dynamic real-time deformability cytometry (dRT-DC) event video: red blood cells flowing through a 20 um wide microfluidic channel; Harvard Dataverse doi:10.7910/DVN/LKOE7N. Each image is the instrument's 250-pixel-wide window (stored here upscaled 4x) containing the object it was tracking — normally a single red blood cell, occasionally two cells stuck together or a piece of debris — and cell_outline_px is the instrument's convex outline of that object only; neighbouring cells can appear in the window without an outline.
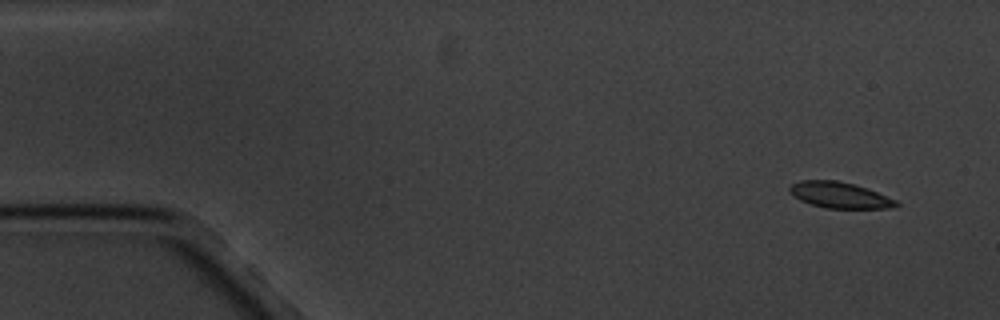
{"species": "common noctule bat (a hibernating species)", "species_latin": "Nyctalus noctula", "temperature_condition": "cold", "stored_images_in_passage": 4, "camera_frame_rate_fps": 3000, "um_per_image_px": 0.085, "animal": {"sex": "male", "body_mass_g": 20.1, "forearm_length_mm": 53.5}, "frame": {"image": 1, "passage_image": 1, "time_ms": 0.0, "image_size_px": [1000, 320], "cell_outline_px": [[900, 204], [888, 208], [824, 208], [808, 204], [800, 200], [788, 188], [792, 184], [800, 180], [836, 180], [856, 184], [868, 188], [896, 200]], "centroid_in_image_um": [71.37, 16.58], "position_along_channel_um": 13.6, "area_um2": 16.13}}
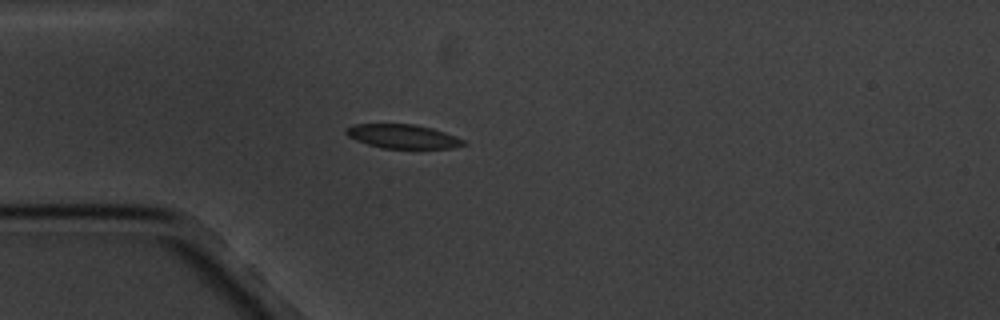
{"frame": {"image": 2, "passage_image": 4, "time_ms": 4.0, "image_size_px": [1000, 320], "cell_outline_px": [[468, 144], [452, 148], [380, 148], [356, 140], [348, 136], [344, 132], [344, 128], [352, 124], [416, 124], [432, 128], [444, 132], [464, 140]], "centroid_in_image_um": [34.2, 11.59], "position_along_channel_um": 50.8, "area_um2": 16.47}}